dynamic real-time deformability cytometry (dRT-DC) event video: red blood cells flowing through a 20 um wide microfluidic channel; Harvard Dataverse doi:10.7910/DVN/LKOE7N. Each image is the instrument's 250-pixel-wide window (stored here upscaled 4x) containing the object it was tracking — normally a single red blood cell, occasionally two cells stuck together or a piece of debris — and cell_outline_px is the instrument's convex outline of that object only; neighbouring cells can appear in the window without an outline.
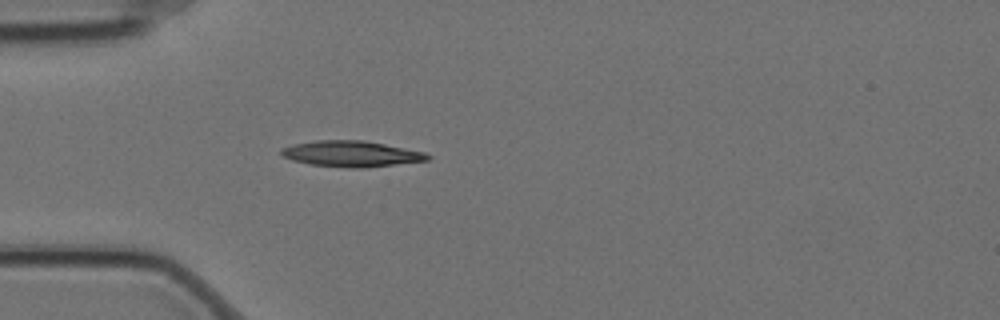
{"species": "Egyptian fruit bat (a non-hibernating species)", "species_latin": "Rousettus aegyptiacus", "temperature_condition": "cold", "stored_images_in_passage": 4, "camera_frame_rate_fps": 3000, "um_per_image_px": 0.085, "animal": {"sex": "female"}, "frame": {"image": 1, "passage_image": 4, "time_ms": 1.0, "image_size_px": [1000, 320], "cell_outline_px": [[432, 156], [428, 160], [364, 168], [348, 168], [308, 164], [292, 160], [284, 156], [280, 152], [280, 148], [292, 144], [316, 140], [364, 140], [424, 152]], "centroid_in_image_um": [29.82, 13.07], "position_along_channel_um": 55.2, "area_um2": 22.08}}